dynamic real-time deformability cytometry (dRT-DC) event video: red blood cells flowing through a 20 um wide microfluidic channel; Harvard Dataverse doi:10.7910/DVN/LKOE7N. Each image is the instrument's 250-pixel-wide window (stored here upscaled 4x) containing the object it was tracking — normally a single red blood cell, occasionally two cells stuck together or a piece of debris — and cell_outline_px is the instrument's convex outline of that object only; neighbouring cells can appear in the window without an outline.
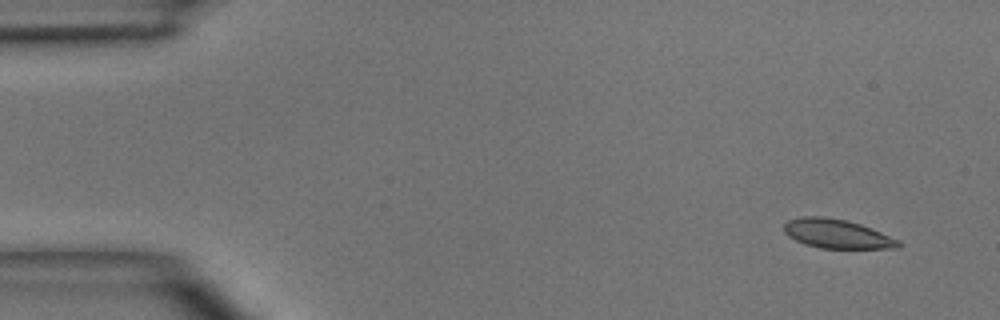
{"species": "common noctule bat (a hibernating species)", "species_latin": "Nyctalus noctula", "temperature_condition": "room temperature", "stored_images_in_passage": 5, "segment_of_instrument_passage": [2, 2], "camera_frame_rate_fps": 3000, "um_per_image_px": 0.085, "animal": {"sex": "male", "body_mass_g": 15.6}, "frame": {"image": 1, "passage_image": 5, "time_ms": 4.667, "image_size_px": [1000, 320], "cell_outline_px": [[904, 244], [896, 248], [820, 248], [804, 244], [788, 236], [784, 232], [784, 224], [788, 220], [804, 216], [820, 216], [844, 220], [860, 224], [872, 228], [900, 240]], "centroid_in_image_um": [71.16, 19.88], "position_along_channel_um": 13.8, "area_um2": 19.36}}